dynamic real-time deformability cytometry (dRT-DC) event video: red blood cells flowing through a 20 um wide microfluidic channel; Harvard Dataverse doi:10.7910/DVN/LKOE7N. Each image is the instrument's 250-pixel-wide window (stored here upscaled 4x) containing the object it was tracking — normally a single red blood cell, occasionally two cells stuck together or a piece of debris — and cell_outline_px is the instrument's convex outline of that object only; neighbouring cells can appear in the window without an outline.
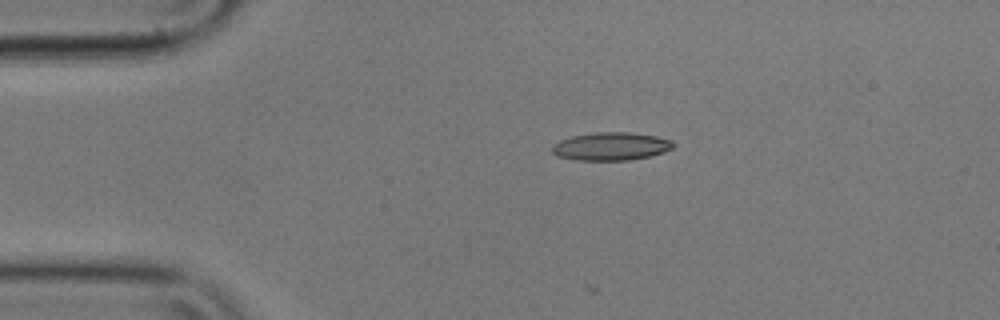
{"species": "common noctule bat (a hibernating species)", "species_latin": "Nyctalus noctula", "temperature_condition": "cold", "stored_images_in_passage": 4, "camera_frame_rate_fps": 3000, "um_per_image_px": 0.085, "animal": {"sex": "male", "body_mass_g": 17.9}, "frame": {"image": 1, "passage_image": 1, "time_ms": 0.0, "image_size_px": [1000, 320], "cell_outline_px": [[676, 144], [672, 148], [664, 152], [652, 156], [628, 160], [576, 160], [556, 156], [552, 152], [552, 148], [560, 140], [572, 136], [596, 132], [632, 132], [656, 136], [672, 140]], "centroid_in_image_um": [51.97, 12.44], "position_along_channel_um": 33.0, "area_um2": 19.88}}
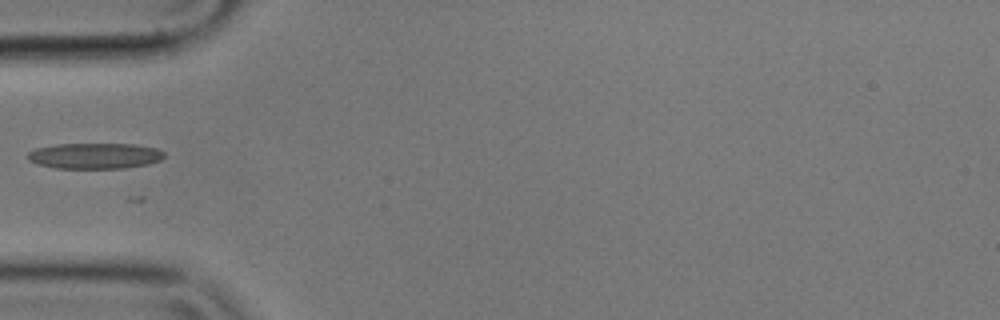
{"frame": {"image": 2, "passage_image": 3, "time_ms": 0.667, "image_size_px": [1000, 320], "cell_outline_px": [[164, 156], [160, 160], [148, 164], [124, 168], [56, 168], [36, 164], [28, 160], [28, 152], [36, 148], [56, 144], [136, 144], [156, 148], [164, 152]], "centroid_in_image_um": [8.05, 13.24], "position_along_channel_um": 77.0, "area_um2": 20.52}}
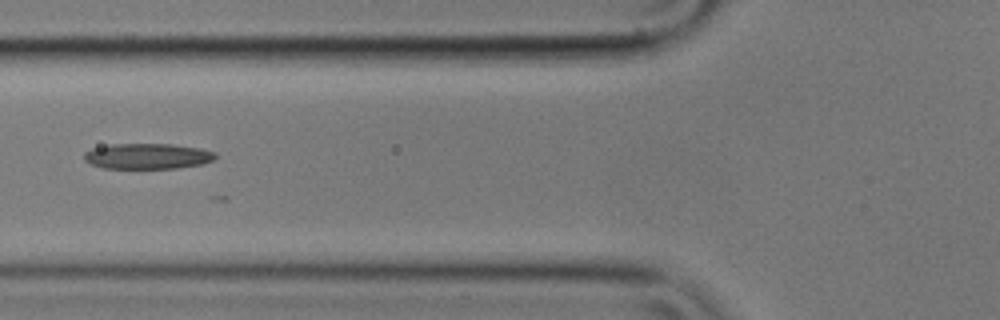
{"frame": {"image": 3, "passage_image": 4, "time_ms": 1.0, "image_size_px": [1000, 320], "cell_outline_px": [[216, 156], [212, 160], [204, 164], [176, 168], [104, 168], [92, 164], [84, 160], [84, 152], [92, 148], [112, 144], [172, 144], [200, 148], [216, 152]], "centroid_in_image_um": [12.55, 13.27], "position_along_channel_um": 113.3, "area_um2": 19.59}}